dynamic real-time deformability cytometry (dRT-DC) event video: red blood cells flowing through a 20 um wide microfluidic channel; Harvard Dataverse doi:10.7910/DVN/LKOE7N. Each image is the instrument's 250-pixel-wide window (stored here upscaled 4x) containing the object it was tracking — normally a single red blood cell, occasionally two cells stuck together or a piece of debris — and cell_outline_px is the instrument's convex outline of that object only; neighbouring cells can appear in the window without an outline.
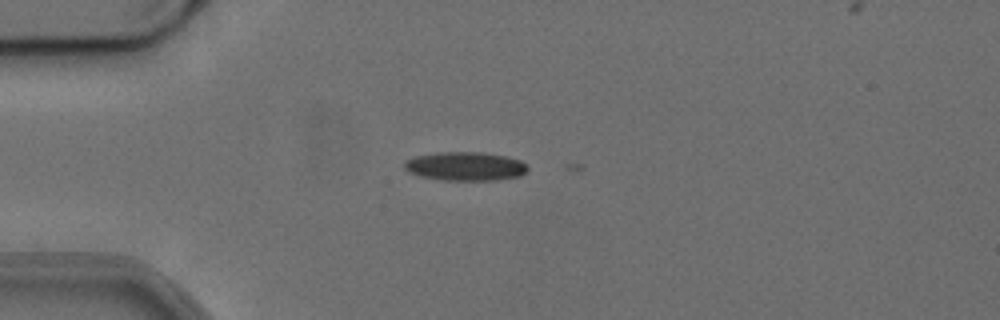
{"species": "common noctule bat (a hibernating species)", "species_latin": "Nyctalus noctula", "temperature_condition": "cold", "stored_images_in_passage": 2, "camera_frame_rate_fps": 3000, "um_per_image_px": 0.085, "animal": {"sex": "female", "body_mass_g": 24.6, "forearm_length_mm": 56.2}, "frame": {"image": 1, "passage_image": 1, "time_ms": 0.0, "image_size_px": [1000, 320], "cell_outline_px": [[528, 172], [520, 176], [496, 180], [444, 180], [420, 176], [408, 172], [404, 168], [404, 160], [416, 156], [440, 152], [480, 152], [508, 156], [520, 160], [528, 164]], "centroid_in_image_um": [39.58, 14.13], "position_along_channel_um": 45.4, "area_um2": 20.87}}